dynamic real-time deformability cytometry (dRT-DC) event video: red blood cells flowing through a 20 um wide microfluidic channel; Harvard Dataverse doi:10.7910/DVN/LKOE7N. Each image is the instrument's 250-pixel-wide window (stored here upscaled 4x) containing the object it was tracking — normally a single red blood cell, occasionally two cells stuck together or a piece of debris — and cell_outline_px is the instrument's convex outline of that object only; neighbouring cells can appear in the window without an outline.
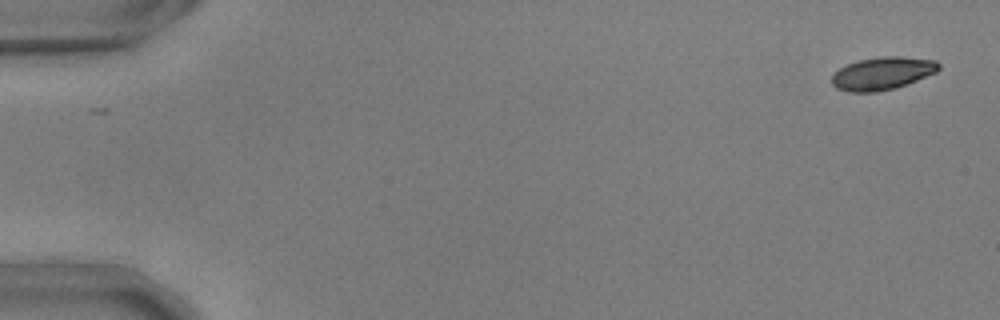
{"species": "common noctule bat (a hibernating species)", "species_latin": "Nyctalus noctula", "temperature_condition": "warm", "stored_images_in_passage": 11, "segment_of_instrument_passage": [1, 2], "camera_frame_rate_fps": 3000, "um_per_image_px": 0.085, "animal": {"sex": "male", "body_mass_g": 17.9, "forearm_length_mm": 54.2}, "frame": {"image": 1, "passage_image": 1, "time_ms": 0.0, "image_size_px": [1000, 320], "cell_outline_px": [[940, 68], [936, 72], [896, 88], [876, 92], [848, 92], [836, 88], [832, 84], [832, 76], [840, 68], [848, 64], [860, 60], [884, 56], [900, 56], [936, 60], [940, 64]], "centroid_in_image_um": [75.01, 6.24], "position_along_channel_um": 10.0, "area_um2": 20.29}}